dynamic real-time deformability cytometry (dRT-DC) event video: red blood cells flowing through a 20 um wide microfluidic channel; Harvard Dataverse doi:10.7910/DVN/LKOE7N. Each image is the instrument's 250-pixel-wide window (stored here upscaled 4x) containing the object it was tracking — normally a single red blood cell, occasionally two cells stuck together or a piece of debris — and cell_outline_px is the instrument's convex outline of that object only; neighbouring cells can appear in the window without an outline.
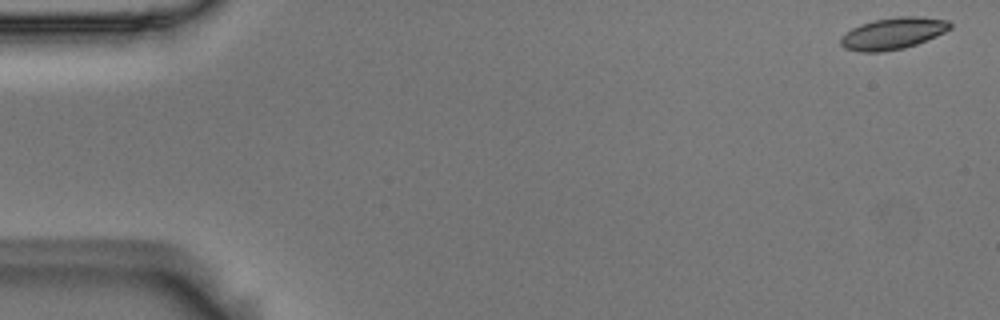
{"species": "Egyptian fruit bat (a non-hibernating species)", "species_latin": "Rousettus aegyptiacus", "temperature_condition": "room temperature", "stored_images_in_passage": 16, "camera_frame_rate_fps": 3000, "um_per_image_px": 0.085, "animal": {"sex": "male"}, "frame": {"image": 1, "passage_image": 1, "time_ms": 0.0, "image_size_px": [1000, 320], "cell_outline_px": [[952, 28], [936, 36], [916, 44], [904, 48], [880, 52], [860, 52], [844, 48], [840, 44], [840, 36], [852, 28], [860, 24], [876, 20], [900, 16], [916, 16], [948, 20], [952, 24]], "centroid_in_image_um": [75.89, 2.84], "position_along_channel_um": 9.1, "area_um2": 20.17}}
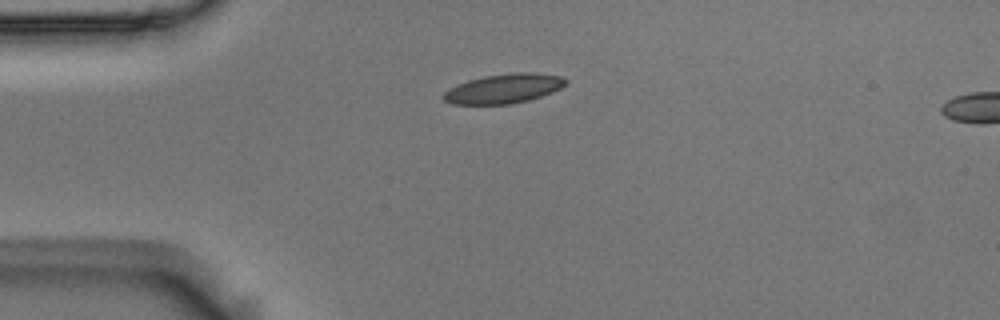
{"frame": {"image": 2, "passage_image": 13, "time_ms": 4.0, "image_size_px": [1000, 320], "cell_outline_px": [[568, 84], [552, 92], [528, 100], [512, 104], [452, 104], [444, 100], [440, 96], [448, 88], [468, 80], [484, 76], [512, 72], [532, 72], [560, 76], [568, 80]], "centroid_in_image_um": [42.81, 7.52], "position_along_channel_um": 42.2, "area_um2": 21.1}}